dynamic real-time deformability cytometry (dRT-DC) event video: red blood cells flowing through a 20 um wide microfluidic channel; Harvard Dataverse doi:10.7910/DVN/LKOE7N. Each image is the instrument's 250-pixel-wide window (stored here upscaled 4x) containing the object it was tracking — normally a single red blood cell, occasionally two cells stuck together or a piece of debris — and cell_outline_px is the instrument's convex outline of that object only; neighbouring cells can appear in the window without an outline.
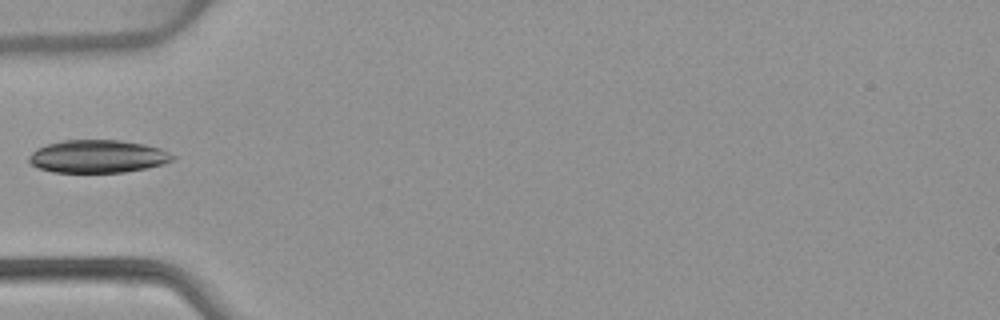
{"species": "common noctule bat (a hibernating species)", "species_latin": "Nyctalus noctula", "temperature_condition": "warm", "stored_images_in_passage": 21, "camera_frame_rate_fps": 3000, "um_per_image_px": 0.085, "animal": {"sex": "female", "body_mass_g": 22.7, "forearm_length_mm": 54.2}, "frame": {"image": 1, "passage_image": 1, "time_ms": 0.0, "image_size_px": [1000, 320], "cell_outline_px": [[176, 156], [172, 160], [164, 164], [124, 172], [52, 172], [40, 168], [32, 164], [28, 160], [28, 156], [36, 148], [48, 144], [64, 140], [120, 140], [144, 144], [160, 148]], "centroid_in_image_um": [8.3, 13.29], "position_along_channel_um": 76.7, "area_um2": 27.4}}